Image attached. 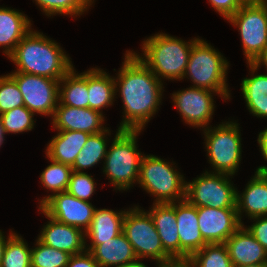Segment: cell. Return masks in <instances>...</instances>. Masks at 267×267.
I'll use <instances>...</instances> for the list:
<instances>
[{"label": "cell", "instance_id": "1", "mask_svg": "<svg viewBox=\"0 0 267 267\" xmlns=\"http://www.w3.org/2000/svg\"><path fill=\"white\" fill-rule=\"evenodd\" d=\"M123 60L117 77L114 76L115 93H119L123 102V117L118 128L143 131L162 104L164 82L131 50H126Z\"/></svg>", "mask_w": 267, "mask_h": 267}, {"label": "cell", "instance_id": "2", "mask_svg": "<svg viewBox=\"0 0 267 267\" xmlns=\"http://www.w3.org/2000/svg\"><path fill=\"white\" fill-rule=\"evenodd\" d=\"M59 44L32 28L8 56L9 60L16 65V70L13 72L39 75L60 81L74 65Z\"/></svg>", "mask_w": 267, "mask_h": 267}, {"label": "cell", "instance_id": "3", "mask_svg": "<svg viewBox=\"0 0 267 267\" xmlns=\"http://www.w3.org/2000/svg\"><path fill=\"white\" fill-rule=\"evenodd\" d=\"M199 37L189 41L182 40L167 33L158 32L143 39L141 51L131 50L163 82L166 80H183L188 58L193 43Z\"/></svg>", "mask_w": 267, "mask_h": 267}, {"label": "cell", "instance_id": "4", "mask_svg": "<svg viewBox=\"0 0 267 267\" xmlns=\"http://www.w3.org/2000/svg\"><path fill=\"white\" fill-rule=\"evenodd\" d=\"M229 64L221 52L199 37L193 43L183 79L189 77L192 87L214 91L226 102L231 99L227 83Z\"/></svg>", "mask_w": 267, "mask_h": 267}, {"label": "cell", "instance_id": "5", "mask_svg": "<svg viewBox=\"0 0 267 267\" xmlns=\"http://www.w3.org/2000/svg\"><path fill=\"white\" fill-rule=\"evenodd\" d=\"M116 134L103 161V174L113 190L127 191L137 184L142 157L137 137L142 131L116 129ZM123 190V191H122Z\"/></svg>", "mask_w": 267, "mask_h": 267}, {"label": "cell", "instance_id": "6", "mask_svg": "<svg viewBox=\"0 0 267 267\" xmlns=\"http://www.w3.org/2000/svg\"><path fill=\"white\" fill-rule=\"evenodd\" d=\"M175 164L156 155L144 154L142 157L137 184L154 197L153 203L185 200L187 181Z\"/></svg>", "mask_w": 267, "mask_h": 267}, {"label": "cell", "instance_id": "7", "mask_svg": "<svg viewBox=\"0 0 267 267\" xmlns=\"http://www.w3.org/2000/svg\"><path fill=\"white\" fill-rule=\"evenodd\" d=\"M221 124L201 129L204 135L206 156L212 167L211 173L234 176L242 158L241 130L237 121H222Z\"/></svg>", "mask_w": 267, "mask_h": 267}, {"label": "cell", "instance_id": "8", "mask_svg": "<svg viewBox=\"0 0 267 267\" xmlns=\"http://www.w3.org/2000/svg\"><path fill=\"white\" fill-rule=\"evenodd\" d=\"M139 205L127 208L123 233L133 246L138 259H151L157 267H168L175 260L163 249L152 216Z\"/></svg>", "mask_w": 267, "mask_h": 267}, {"label": "cell", "instance_id": "9", "mask_svg": "<svg viewBox=\"0 0 267 267\" xmlns=\"http://www.w3.org/2000/svg\"><path fill=\"white\" fill-rule=\"evenodd\" d=\"M227 21L238 28L246 63H255L267 47V8L261 0L246 1Z\"/></svg>", "mask_w": 267, "mask_h": 267}, {"label": "cell", "instance_id": "10", "mask_svg": "<svg viewBox=\"0 0 267 267\" xmlns=\"http://www.w3.org/2000/svg\"><path fill=\"white\" fill-rule=\"evenodd\" d=\"M232 175L205 170L191 182H186L185 199L196 207L236 209V190Z\"/></svg>", "mask_w": 267, "mask_h": 267}, {"label": "cell", "instance_id": "11", "mask_svg": "<svg viewBox=\"0 0 267 267\" xmlns=\"http://www.w3.org/2000/svg\"><path fill=\"white\" fill-rule=\"evenodd\" d=\"M8 75L17 83L24 106L32 113L53 117L59 103V80L23 72Z\"/></svg>", "mask_w": 267, "mask_h": 267}, {"label": "cell", "instance_id": "12", "mask_svg": "<svg viewBox=\"0 0 267 267\" xmlns=\"http://www.w3.org/2000/svg\"><path fill=\"white\" fill-rule=\"evenodd\" d=\"M218 93L198 87L172 93V102L185 124L201 130L208 128L215 111L214 97Z\"/></svg>", "mask_w": 267, "mask_h": 267}, {"label": "cell", "instance_id": "13", "mask_svg": "<svg viewBox=\"0 0 267 267\" xmlns=\"http://www.w3.org/2000/svg\"><path fill=\"white\" fill-rule=\"evenodd\" d=\"M40 208L53 219L84 232L90 227L96 209L90 201L80 200L67 192L50 196Z\"/></svg>", "mask_w": 267, "mask_h": 267}, {"label": "cell", "instance_id": "14", "mask_svg": "<svg viewBox=\"0 0 267 267\" xmlns=\"http://www.w3.org/2000/svg\"><path fill=\"white\" fill-rule=\"evenodd\" d=\"M198 225L207 244L225 243L243 224L237 209L197 207Z\"/></svg>", "mask_w": 267, "mask_h": 267}, {"label": "cell", "instance_id": "15", "mask_svg": "<svg viewBox=\"0 0 267 267\" xmlns=\"http://www.w3.org/2000/svg\"><path fill=\"white\" fill-rule=\"evenodd\" d=\"M37 208L48 219L37 237L41 243L65 251L71 256L86 250L85 232L82 229L59 222L48 216L40 207Z\"/></svg>", "mask_w": 267, "mask_h": 267}, {"label": "cell", "instance_id": "16", "mask_svg": "<svg viewBox=\"0 0 267 267\" xmlns=\"http://www.w3.org/2000/svg\"><path fill=\"white\" fill-rule=\"evenodd\" d=\"M52 127L57 130L82 131L88 134H97L106 130L103 126L105 116L103 113L90 108H77L57 104L51 119Z\"/></svg>", "mask_w": 267, "mask_h": 267}, {"label": "cell", "instance_id": "17", "mask_svg": "<svg viewBox=\"0 0 267 267\" xmlns=\"http://www.w3.org/2000/svg\"><path fill=\"white\" fill-rule=\"evenodd\" d=\"M175 215L179 234V260H188L207 244L200 233L197 207L186 199L175 202Z\"/></svg>", "mask_w": 267, "mask_h": 267}, {"label": "cell", "instance_id": "18", "mask_svg": "<svg viewBox=\"0 0 267 267\" xmlns=\"http://www.w3.org/2000/svg\"><path fill=\"white\" fill-rule=\"evenodd\" d=\"M224 244L234 267L267 263V252L244 224Z\"/></svg>", "mask_w": 267, "mask_h": 267}, {"label": "cell", "instance_id": "19", "mask_svg": "<svg viewBox=\"0 0 267 267\" xmlns=\"http://www.w3.org/2000/svg\"><path fill=\"white\" fill-rule=\"evenodd\" d=\"M126 209L114 211L113 209H98L94 211L90 227L85 231V246L92 251L97 245L117 237L123 232V219ZM87 238L91 240L90 245Z\"/></svg>", "mask_w": 267, "mask_h": 267}, {"label": "cell", "instance_id": "20", "mask_svg": "<svg viewBox=\"0 0 267 267\" xmlns=\"http://www.w3.org/2000/svg\"><path fill=\"white\" fill-rule=\"evenodd\" d=\"M154 221L163 249L175 260H179V234L175 215V202L153 203L147 210Z\"/></svg>", "mask_w": 267, "mask_h": 267}, {"label": "cell", "instance_id": "21", "mask_svg": "<svg viewBox=\"0 0 267 267\" xmlns=\"http://www.w3.org/2000/svg\"><path fill=\"white\" fill-rule=\"evenodd\" d=\"M236 209L242 224L244 216H267V182L256 171L242 193L236 190Z\"/></svg>", "mask_w": 267, "mask_h": 267}, {"label": "cell", "instance_id": "22", "mask_svg": "<svg viewBox=\"0 0 267 267\" xmlns=\"http://www.w3.org/2000/svg\"><path fill=\"white\" fill-rule=\"evenodd\" d=\"M23 12L9 7H0V48L8 56L21 39L32 29L31 20Z\"/></svg>", "mask_w": 267, "mask_h": 267}, {"label": "cell", "instance_id": "23", "mask_svg": "<svg viewBox=\"0 0 267 267\" xmlns=\"http://www.w3.org/2000/svg\"><path fill=\"white\" fill-rule=\"evenodd\" d=\"M91 134L82 131L57 130L46 147V158L72 166Z\"/></svg>", "mask_w": 267, "mask_h": 267}, {"label": "cell", "instance_id": "24", "mask_svg": "<svg viewBox=\"0 0 267 267\" xmlns=\"http://www.w3.org/2000/svg\"><path fill=\"white\" fill-rule=\"evenodd\" d=\"M247 65L250 77L243 78L240 87L246 107L252 116L267 119V73L258 74L259 67L255 63Z\"/></svg>", "mask_w": 267, "mask_h": 267}, {"label": "cell", "instance_id": "25", "mask_svg": "<svg viewBox=\"0 0 267 267\" xmlns=\"http://www.w3.org/2000/svg\"><path fill=\"white\" fill-rule=\"evenodd\" d=\"M87 89L90 109L103 113V109L116 101L114 77L101 68L87 70Z\"/></svg>", "mask_w": 267, "mask_h": 267}, {"label": "cell", "instance_id": "26", "mask_svg": "<svg viewBox=\"0 0 267 267\" xmlns=\"http://www.w3.org/2000/svg\"><path fill=\"white\" fill-rule=\"evenodd\" d=\"M91 253L101 267H120L138 260L123 232L113 239L103 241Z\"/></svg>", "mask_w": 267, "mask_h": 267}, {"label": "cell", "instance_id": "27", "mask_svg": "<svg viewBox=\"0 0 267 267\" xmlns=\"http://www.w3.org/2000/svg\"><path fill=\"white\" fill-rule=\"evenodd\" d=\"M74 67L59 81V102L77 108H89L87 71L76 73Z\"/></svg>", "mask_w": 267, "mask_h": 267}, {"label": "cell", "instance_id": "28", "mask_svg": "<svg viewBox=\"0 0 267 267\" xmlns=\"http://www.w3.org/2000/svg\"><path fill=\"white\" fill-rule=\"evenodd\" d=\"M110 135L111 130L109 128L101 133L90 135L85 142L84 147L76 156V159L71 166L72 170L76 172H84L85 169H90L100 161L102 162L107 154V147H109L108 145L111 143L108 138Z\"/></svg>", "mask_w": 267, "mask_h": 267}, {"label": "cell", "instance_id": "29", "mask_svg": "<svg viewBox=\"0 0 267 267\" xmlns=\"http://www.w3.org/2000/svg\"><path fill=\"white\" fill-rule=\"evenodd\" d=\"M49 164L40 174V182L44 188L51 192L48 196H44L39 200L40 207L50 196L66 192L70 176L72 173L71 166L63 163L55 162L48 158Z\"/></svg>", "mask_w": 267, "mask_h": 267}, {"label": "cell", "instance_id": "30", "mask_svg": "<svg viewBox=\"0 0 267 267\" xmlns=\"http://www.w3.org/2000/svg\"><path fill=\"white\" fill-rule=\"evenodd\" d=\"M0 267H31V248L24 238L10 229Z\"/></svg>", "mask_w": 267, "mask_h": 267}, {"label": "cell", "instance_id": "31", "mask_svg": "<svg viewBox=\"0 0 267 267\" xmlns=\"http://www.w3.org/2000/svg\"><path fill=\"white\" fill-rule=\"evenodd\" d=\"M188 261L195 267H234L224 243L206 244Z\"/></svg>", "mask_w": 267, "mask_h": 267}, {"label": "cell", "instance_id": "32", "mask_svg": "<svg viewBox=\"0 0 267 267\" xmlns=\"http://www.w3.org/2000/svg\"><path fill=\"white\" fill-rule=\"evenodd\" d=\"M48 17L56 15L81 16L93 5L90 0H33Z\"/></svg>", "mask_w": 267, "mask_h": 267}, {"label": "cell", "instance_id": "33", "mask_svg": "<svg viewBox=\"0 0 267 267\" xmlns=\"http://www.w3.org/2000/svg\"><path fill=\"white\" fill-rule=\"evenodd\" d=\"M34 115L35 114L25 106L16 107L0 114V120L5 135L32 131L36 121Z\"/></svg>", "mask_w": 267, "mask_h": 267}, {"label": "cell", "instance_id": "34", "mask_svg": "<svg viewBox=\"0 0 267 267\" xmlns=\"http://www.w3.org/2000/svg\"><path fill=\"white\" fill-rule=\"evenodd\" d=\"M35 246L31 248V267H66L70 254L54 249L35 240Z\"/></svg>", "mask_w": 267, "mask_h": 267}, {"label": "cell", "instance_id": "35", "mask_svg": "<svg viewBox=\"0 0 267 267\" xmlns=\"http://www.w3.org/2000/svg\"><path fill=\"white\" fill-rule=\"evenodd\" d=\"M24 106L23 96L17 83L8 75L0 76V114Z\"/></svg>", "mask_w": 267, "mask_h": 267}, {"label": "cell", "instance_id": "36", "mask_svg": "<svg viewBox=\"0 0 267 267\" xmlns=\"http://www.w3.org/2000/svg\"><path fill=\"white\" fill-rule=\"evenodd\" d=\"M96 181L87 172L72 171L66 192L76 198L88 201L95 194Z\"/></svg>", "mask_w": 267, "mask_h": 267}, {"label": "cell", "instance_id": "37", "mask_svg": "<svg viewBox=\"0 0 267 267\" xmlns=\"http://www.w3.org/2000/svg\"><path fill=\"white\" fill-rule=\"evenodd\" d=\"M214 10L224 19H228L235 14L246 0H208Z\"/></svg>", "mask_w": 267, "mask_h": 267}, {"label": "cell", "instance_id": "38", "mask_svg": "<svg viewBox=\"0 0 267 267\" xmlns=\"http://www.w3.org/2000/svg\"><path fill=\"white\" fill-rule=\"evenodd\" d=\"M252 225H244L253 237L264 247L267 252V216H258L250 219Z\"/></svg>", "mask_w": 267, "mask_h": 267}, {"label": "cell", "instance_id": "39", "mask_svg": "<svg viewBox=\"0 0 267 267\" xmlns=\"http://www.w3.org/2000/svg\"><path fill=\"white\" fill-rule=\"evenodd\" d=\"M66 267H101L90 251L70 256Z\"/></svg>", "mask_w": 267, "mask_h": 267}, {"label": "cell", "instance_id": "40", "mask_svg": "<svg viewBox=\"0 0 267 267\" xmlns=\"http://www.w3.org/2000/svg\"><path fill=\"white\" fill-rule=\"evenodd\" d=\"M257 143L264 160L267 161V128L258 134Z\"/></svg>", "mask_w": 267, "mask_h": 267}, {"label": "cell", "instance_id": "41", "mask_svg": "<svg viewBox=\"0 0 267 267\" xmlns=\"http://www.w3.org/2000/svg\"><path fill=\"white\" fill-rule=\"evenodd\" d=\"M255 64L261 69V67H265L267 72V47L263 54L256 60Z\"/></svg>", "mask_w": 267, "mask_h": 267}, {"label": "cell", "instance_id": "42", "mask_svg": "<svg viewBox=\"0 0 267 267\" xmlns=\"http://www.w3.org/2000/svg\"><path fill=\"white\" fill-rule=\"evenodd\" d=\"M4 235V232H2V230H0V264L2 261V257H3V252H4V248L5 245L7 243L8 237Z\"/></svg>", "mask_w": 267, "mask_h": 267}, {"label": "cell", "instance_id": "43", "mask_svg": "<svg viewBox=\"0 0 267 267\" xmlns=\"http://www.w3.org/2000/svg\"><path fill=\"white\" fill-rule=\"evenodd\" d=\"M168 267H195L188 260H177L172 262Z\"/></svg>", "mask_w": 267, "mask_h": 267}, {"label": "cell", "instance_id": "44", "mask_svg": "<svg viewBox=\"0 0 267 267\" xmlns=\"http://www.w3.org/2000/svg\"><path fill=\"white\" fill-rule=\"evenodd\" d=\"M256 172L267 182V166L261 165L257 167Z\"/></svg>", "mask_w": 267, "mask_h": 267}, {"label": "cell", "instance_id": "45", "mask_svg": "<svg viewBox=\"0 0 267 267\" xmlns=\"http://www.w3.org/2000/svg\"><path fill=\"white\" fill-rule=\"evenodd\" d=\"M141 260L138 259L132 263H129V264H126V265H123V266H120V267H148L147 265H145L142 261L140 262Z\"/></svg>", "mask_w": 267, "mask_h": 267}, {"label": "cell", "instance_id": "46", "mask_svg": "<svg viewBox=\"0 0 267 267\" xmlns=\"http://www.w3.org/2000/svg\"><path fill=\"white\" fill-rule=\"evenodd\" d=\"M5 133H4V130H3V127H2V123H1V120H0V147L3 145L4 143V138H5Z\"/></svg>", "mask_w": 267, "mask_h": 267}, {"label": "cell", "instance_id": "47", "mask_svg": "<svg viewBox=\"0 0 267 267\" xmlns=\"http://www.w3.org/2000/svg\"><path fill=\"white\" fill-rule=\"evenodd\" d=\"M238 267H267V263L251 264V265L238 266Z\"/></svg>", "mask_w": 267, "mask_h": 267}, {"label": "cell", "instance_id": "48", "mask_svg": "<svg viewBox=\"0 0 267 267\" xmlns=\"http://www.w3.org/2000/svg\"><path fill=\"white\" fill-rule=\"evenodd\" d=\"M261 2L266 6L267 8V0H261Z\"/></svg>", "mask_w": 267, "mask_h": 267}]
</instances>
